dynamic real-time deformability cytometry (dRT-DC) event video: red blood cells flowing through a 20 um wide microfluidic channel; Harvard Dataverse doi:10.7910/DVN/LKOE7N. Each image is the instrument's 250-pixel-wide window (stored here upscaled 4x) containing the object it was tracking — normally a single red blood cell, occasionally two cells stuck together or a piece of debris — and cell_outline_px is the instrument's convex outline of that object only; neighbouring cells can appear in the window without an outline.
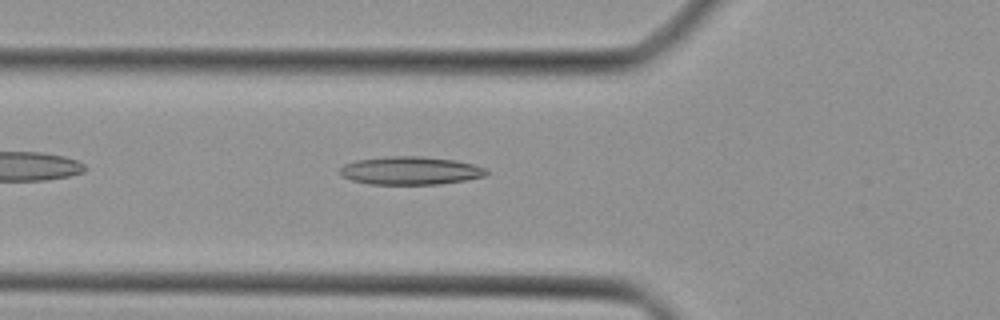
{"species": "Egyptian fruit bat (a non-hibernating species)", "species_latin": "Rousettus aegyptiacus", "temperature_condition": "cold", "stored_images_in_passage": 33, "camera_frame_rate_fps": 3000, "um_per_image_px": 0.085, "animal": {"sex": "female"}, "frame": {"image": 1, "passage_image": 5, "time_ms": 1.333, "image_size_px": [1000, 320], "cell_outline_px": [[488, 172], [484, 176], [464, 180], [440, 184], [368, 184], [352, 180], [340, 176], [340, 168], [344, 164], [356, 160], [388, 156], [420, 156], [456, 160], [488, 168]], "centroid_in_image_um": [34.87, 14.5], "position_along_channel_um": 90.9, "area_um2": 24.04}}
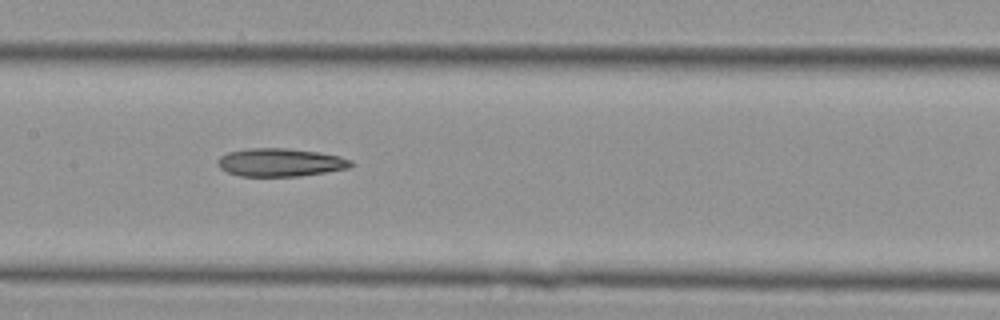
{"frame": {"image": 2, "passage_image": 11, "time_ms": 3.333, "image_size_px": [1000, 320], "cell_outline_px": [[352, 168], [300, 176], [240, 176], [228, 172], [220, 168], [216, 164], [216, 160], [220, 156], [228, 152], [248, 148], [288, 148], [316, 152], [340, 156], [352, 160]], "centroid_in_image_um": [23.82, 13.8], "position_along_channel_um": 183.6, "area_um2": 21.96}}
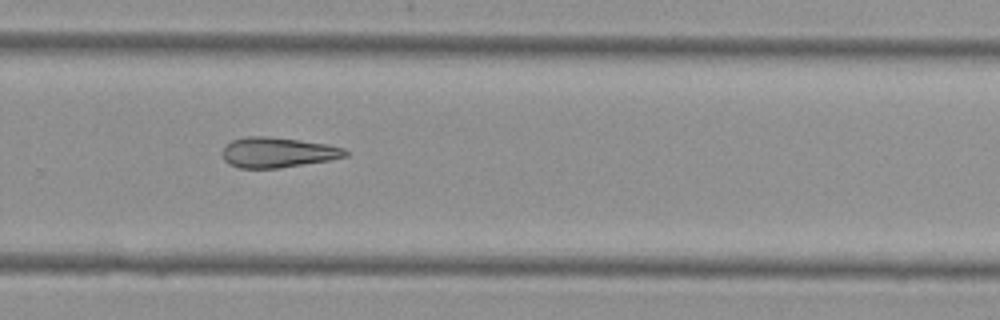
{"frame": {"image": 3, "passage_image": 19, "time_ms": 6.0, "image_size_px": [1000, 320], "cell_outline_px": [[348, 156], [332, 160], [280, 168], [240, 168], [228, 164], [224, 160], [224, 148], [232, 140], [248, 136], [264, 136], [300, 140], [324, 144], [344, 148], [348, 152]], "centroid_in_image_um": [23.63, 12.97], "position_along_channel_um": 306.2, "area_um2": 21.56}}